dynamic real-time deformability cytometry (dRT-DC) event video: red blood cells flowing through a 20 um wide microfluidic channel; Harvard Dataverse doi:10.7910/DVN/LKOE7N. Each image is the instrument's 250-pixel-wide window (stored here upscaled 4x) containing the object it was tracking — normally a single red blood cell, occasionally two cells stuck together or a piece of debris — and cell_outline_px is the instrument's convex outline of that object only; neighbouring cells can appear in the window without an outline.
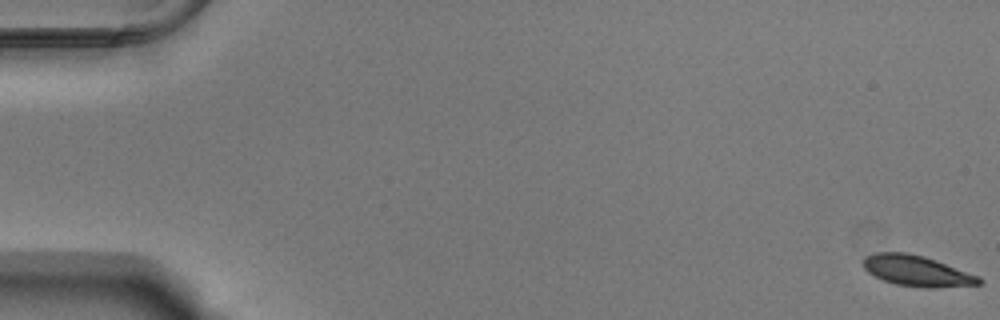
{"species": "Egyptian fruit bat (a non-hibernating species)", "species_latin": "Rousettus aegyptiacus", "temperature_condition": "warm", "stored_images_in_passage": 55, "camera_frame_rate_fps": 3000, "um_per_image_px": 0.085, "animal": {"sex": "male"}, "frame": {"image": 1, "passage_image": 1, "time_ms": 0.0, "image_size_px": [1000, 320], "cell_outline_px": [[984, 280], [980, 284], [932, 288], [924, 288], [896, 284], [884, 280], [868, 272], [864, 268], [864, 256], [876, 252], [908, 252], [924, 256], [936, 260], [980, 276]], "centroid_in_image_um": [77.96, 23.02], "position_along_channel_um": 7.0, "area_um2": 20.75}}
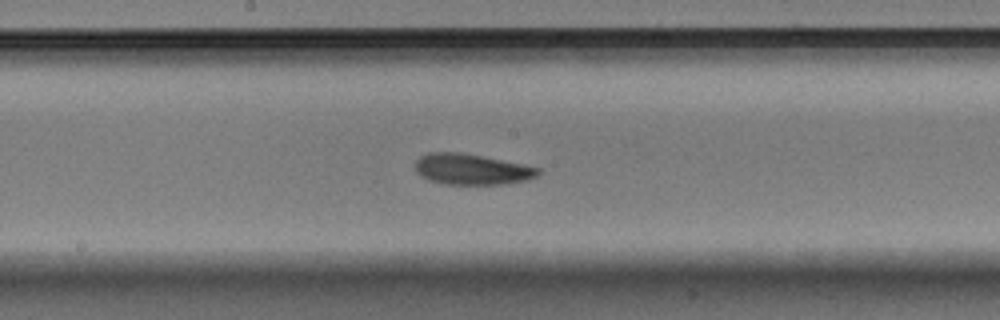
{"frame": {"image": 2, "passage_image": 30, "time_ms": 9.667, "image_size_px": [1000, 320], "cell_outline_px": [[540, 172], [536, 176], [528, 180], [508, 184], [440, 184], [428, 180], [420, 176], [416, 172], [416, 160], [420, 156], [428, 152], [460, 152], [484, 156], [524, 164], [540, 168]], "centroid_in_image_um": [40.09, 14.39], "position_along_channel_um": 208.1, "area_um2": 22.37}}
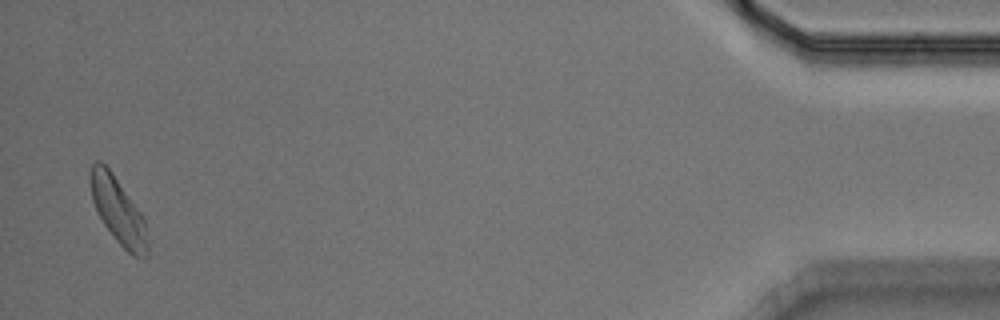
{"frame": {"image": 3, "passage_image": 54, "time_ms": 17.667, "image_size_px": [1000, 320], "cell_outline_px": [[148, 256], [144, 260], [132, 256], [116, 240], [104, 224], [92, 200], [88, 180], [88, 176], [92, 164], [96, 160], [100, 160], [112, 172], [140, 212], [144, 220], [148, 244]], "centroid_in_image_um": [10.03, 17.91], "position_along_channel_um": 425.2, "area_um2": 22.08}, "authors_computed_cell_mechanics": {"area_um2": 22.0218, "velocity_mm_per_s": 3.7411, "shape_relaxation_time_tau1_ms": 2.3238, "shape_relaxation_time_tau2_ms": 2.2878, "deformation_change_tau1": 0.0956, "deformation_change_tau2": 0.0732}}